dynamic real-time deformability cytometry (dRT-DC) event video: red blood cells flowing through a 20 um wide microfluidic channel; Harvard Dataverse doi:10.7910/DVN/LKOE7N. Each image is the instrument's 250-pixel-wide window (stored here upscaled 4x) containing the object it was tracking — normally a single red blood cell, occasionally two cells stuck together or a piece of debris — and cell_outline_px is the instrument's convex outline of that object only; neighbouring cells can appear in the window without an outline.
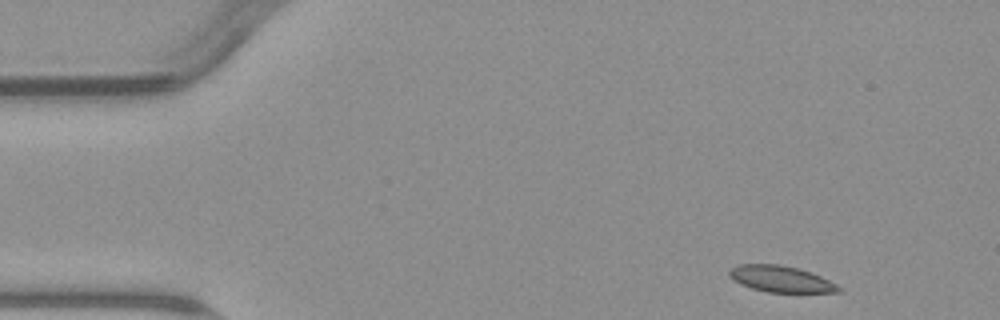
{"species": "common noctule bat (a hibernating species)", "species_latin": "Nyctalus noctula", "temperature_condition": "warm", "stored_images_in_passage": 5, "camera_frame_rate_fps": 3000, "um_per_image_px": 0.085, "animal": {"sex": "male", "body_mass_g": 23.1, "forearm_length_mm": 52.7}, "frame": {"image": 1, "passage_image": 1, "time_ms": 0.0, "image_size_px": [1000, 320], "cell_outline_px": [[844, 288], [840, 292], [768, 292], [752, 288], [740, 284], [732, 280], [728, 276], [728, 272], [732, 268], [740, 264], [776, 264], [796, 268], [820, 276]], "centroid_in_image_um": [66.35, 23.72], "position_along_channel_um": 18.7, "area_um2": 16.59}}
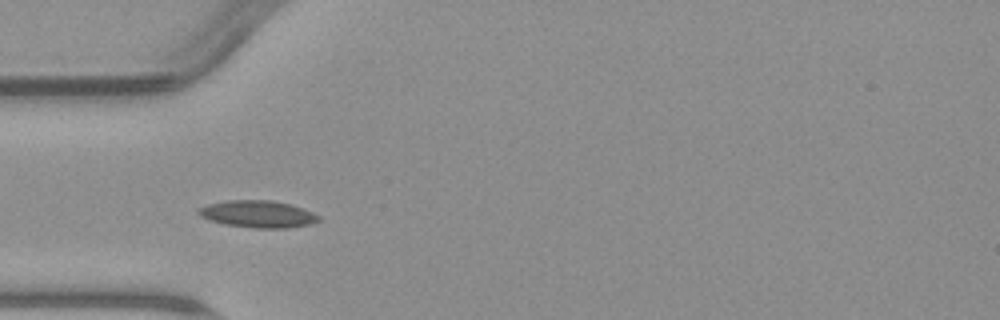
{"frame": {"image": 2, "passage_image": 4, "time_ms": 3.667, "image_size_px": [1000, 320], "cell_outline_px": [[320, 220], [308, 224], [288, 228], [252, 228], [224, 224], [208, 220], [200, 216], [196, 212], [200, 208], [208, 204], [228, 200], [272, 200], [292, 204], [304, 208], [320, 216]], "centroid_in_image_um": [21.92, 18.19], "position_along_channel_um": 63.1, "area_um2": 19.07}}
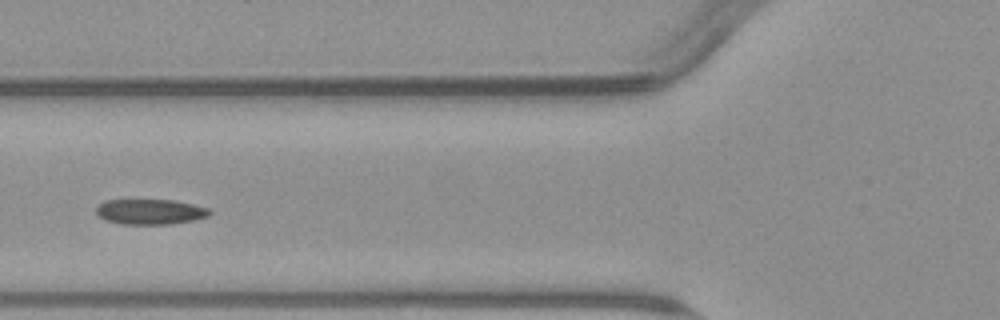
{"frame": {"image": 3, "passage_image": 5, "time_ms": 5.0, "image_size_px": [1000, 320], "cell_outline_px": [[212, 212], [208, 216], [196, 220], [172, 224], [120, 224], [104, 220], [96, 212], [96, 208], [104, 200], [176, 200], [212, 208]], "centroid_in_image_um": [12.83, 18.0], "position_along_channel_um": 113.0, "area_um2": 16.99}}